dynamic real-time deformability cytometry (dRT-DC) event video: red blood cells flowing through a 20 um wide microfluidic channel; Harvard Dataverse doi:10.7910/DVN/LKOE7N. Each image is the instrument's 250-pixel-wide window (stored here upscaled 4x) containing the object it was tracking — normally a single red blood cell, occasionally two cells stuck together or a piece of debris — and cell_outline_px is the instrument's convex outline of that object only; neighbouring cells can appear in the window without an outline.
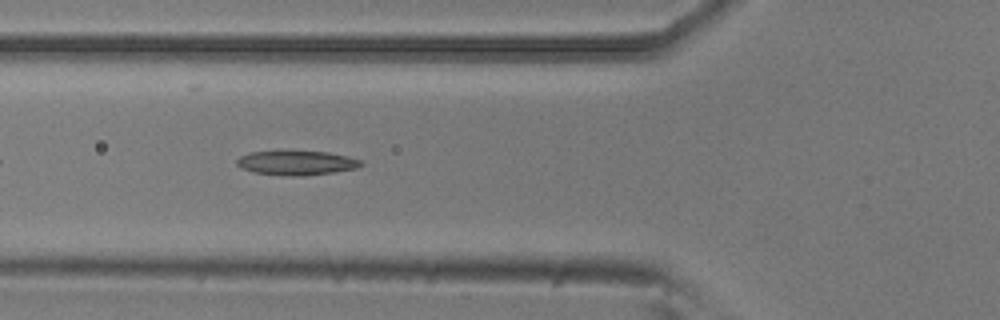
{"species": "common noctule bat (a hibernating species)", "species_latin": "Nyctalus noctula", "temperature_condition": "room temperature", "stored_images_in_passage": 38, "camera_frame_rate_fps": 3000, "um_per_image_px": 0.085, "animal": {"sex": "male", "body_mass_g": 20.5, "forearm_length_mm": 52.5}, "frame": {"image": 1, "passage_image": 6, "time_ms": 1.667, "image_size_px": [1000, 320], "cell_outline_px": [[364, 164], [356, 168], [332, 172], [304, 176], [300, 176], [256, 172], [244, 168], [236, 164], [236, 160], [240, 156], [252, 152], [328, 152], [348, 156], [360, 160]], "centroid_in_image_um": [25.25, 13.84], "position_along_channel_um": 100.5, "area_um2": 16.99}}
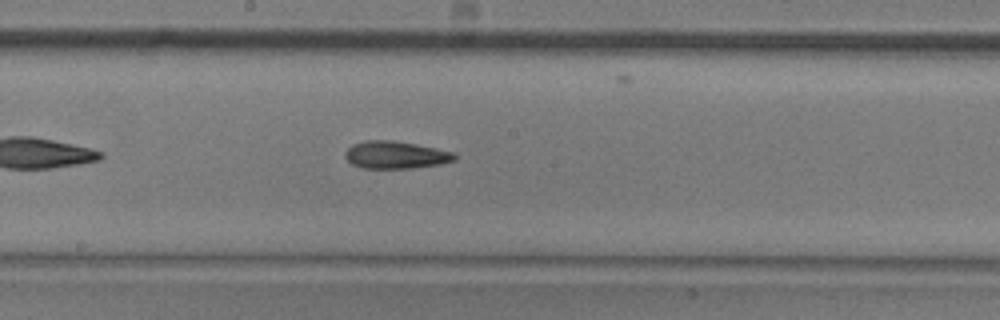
{"frame": {"image": 2, "passage_image": 15, "time_ms": 4.667, "image_size_px": [1000, 320], "cell_outline_px": [[456, 160], [440, 164], [412, 168], [364, 168], [352, 164], [344, 156], [344, 152], [352, 144], [368, 140], [392, 140], [416, 144], [456, 152]], "centroid_in_image_um": [33.64, 13.16], "position_along_channel_um": 214.6, "area_um2": 17.57}}
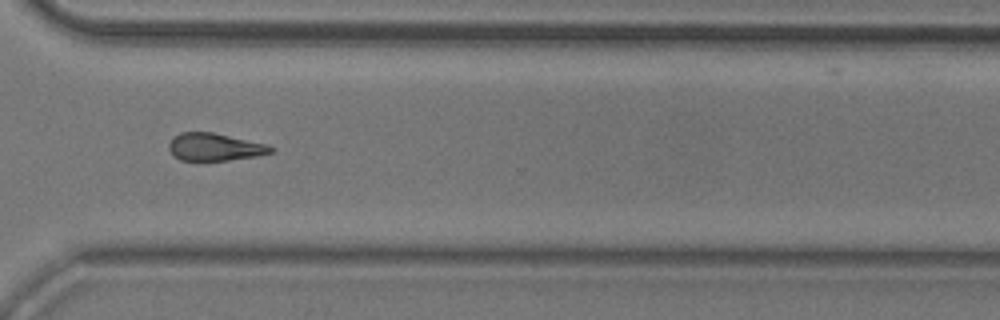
{"frame": {"image": 3, "passage_image": 26, "time_ms": 8.333, "image_size_px": [1000, 320], "cell_outline_px": [[276, 148], [272, 152], [256, 156], [228, 160], [180, 160], [168, 148], [168, 144], [172, 136], [180, 132], [212, 132], [268, 144]], "centroid_in_image_um": [18.26, 12.48], "position_along_channel_um": 352.3, "area_um2": 16.36}}